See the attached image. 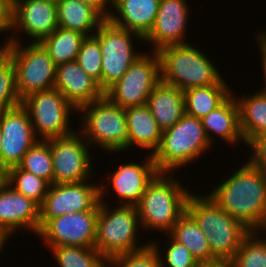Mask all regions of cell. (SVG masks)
Segmentation results:
<instances>
[{
  "instance_id": "603a6c76",
  "label": "cell",
  "mask_w": 266,
  "mask_h": 267,
  "mask_svg": "<svg viewBox=\"0 0 266 267\" xmlns=\"http://www.w3.org/2000/svg\"><path fill=\"white\" fill-rule=\"evenodd\" d=\"M127 121V151L141 148L153 154L158 148L163 130L155 120L147 104L125 108Z\"/></svg>"
},
{
  "instance_id": "9a60e30c",
  "label": "cell",
  "mask_w": 266,
  "mask_h": 267,
  "mask_svg": "<svg viewBox=\"0 0 266 267\" xmlns=\"http://www.w3.org/2000/svg\"><path fill=\"white\" fill-rule=\"evenodd\" d=\"M0 130V169L5 173L18 166L23 156L39 139L33 130L29 113L22 104L0 112Z\"/></svg>"
},
{
  "instance_id": "f35d334b",
  "label": "cell",
  "mask_w": 266,
  "mask_h": 267,
  "mask_svg": "<svg viewBox=\"0 0 266 267\" xmlns=\"http://www.w3.org/2000/svg\"><path fill=\"white\" fill-rule=\"evenodd\" d=\"M13 0H0V34L12 31Z\"/></svg>"
},
{
  "instance_id": "60d3db41",
  "label": "cell",
  "mask_w": 266,
  "mask_h": 267,
  "mask_svg": "<svg viewBox=\"0 0 266 267\" xmlns=\"http://www.w3.org/2000/svg\"><path fill=\"white\" fill-rule=\"evenodd\" d=\"M95 8L105 19H108L113 7V0H79ZM110 10V11H109Z\"/></svg>"
},
{
  "instance_id": "7402d4cb",
  "label": "cell",
  "mask_w": 266,
  "mask_h": 267,
  "mask_svg": "<svg viewBox=\"0 0 266 267\" xmlns=\"http://www.w3.org/2000/svg\"><path fill=\"white\" fill-rule=\"evenodd\" d=\"M202 125L211 145L214 146L217 135L219 140L236 146L239 141L245 144L240 132L239 108L235 96L231 94L215 110L201 118ZM214 136V137H213ZM215 139V140H214Z\"/></svg>"
},
{
  "instance_id": "6da1fadb",
  "label": "cell",
  "mask_w": 266,
  "mask_h": 267,
  "mask_svg": "<svg viewBox=\"0 0 266 267\" xmlns=\"http://www.w3.org/2000/svg\"><path fill=\"white\" fill-rule=\"evenodd\" d=\"M217 184L208 195L250 231L266 220V172L248 160Z\"/></svg>"
},
{
  "instance_id": "836d02e7",
  "label": "cell",
  "mask_w": 266,
  "mask_h": 267,
  "mask_svg": "<svg viewBox=\"0 0 266 267\" xmlns=\"http://www.w3.org/2000/svg\"><path fill=\"white\" fill-rule=\"evenodd\" d=\"M166 236L168 246L166 245L164 250L157 240L154 241V238L153 241H150V244L155 248L159 255L161 267H199L200 264L192 256L189 249L174 240L168 233H166Z\"/></svg>"
},
{
  "instance_id": "ab89813d",
  "label": "cell",
  "mask_w": 266,
  "mask_h": 267,
  "mask_svg": "<svg viewBox=\"0 0 266 267\" xmlns=\"http://www.w3.org/2000/svg\"><path fill=\"white\" fill-rule=\"evenodd\" d=\"M260 30H262V31H260ZM259 30V32L258 31H256V33H257V35H256V33H254L255 35V42H257V44H258V50H259V56H260V59H261V63H262V66H261V68H262V73H263V83H264V85H263V83H262V86H260L261 87V91H264V92H266V31L262 28V29H260Z\"/></svg>"
},
{
  "instance_id": "277c9868",
  "label": "cell",
  "mask_w": 266,
  "mask_h": 267,
  "mask_svg": "<svg viewBox=\"0 0 266 267\" xmlns=\"http://www.w3.org/2000/svg\"><path fill=\"white\" fill-rule=\"evenodd\" d=\"M212 147L201 119L184 114L173 127L163 131L152 158L159 172L174 173L203 158Z\"/></svg>"
},
{
  "instance_id": "30bf717a",
  "label": "cell",
  "mask_w": 266,
  "mask_h": 267,
  "mask_svg": "<svg viewBox=\"0 0 266 267\" xmlns=\"http://www.w3.org/2000/svg\"><path fill=\"white\" fill-rule=\"evenodd\" d=\"M21 104L27 109L39 140L63 137L76 131L71 126V115L78 111L55 88L28 95Z\"/></svg>"
},
{
  "instance_id": "83f0119b",
  "label": "cell",
  "mask_w": 266,
  "mask_h": 267,
  "mask_svg": "<svg viewBox=\"0 0 266 267\" xmlns=\"http://www.w3.org/2000/svg\"><path fill=\"white\" fill-rule=\"evenodd\" d=\"M168 234L189 249L199 264L216 261L211 254L206 235L187 212L178 219Z\"/></svg>"
},
{
  "instance_id": "bcb514c9",
  "label": "cell",
  "mask_w": 266,
  "mask_h": 267,
  "mask_svg": "<svg viewBox=\"0 0 266 267\" xmlns=\"http://www.w3.org/2000/svg\"><path fill=\"white\" fill-rule=\"evenodd\" d=\"M5 180V173L0 169V185L4 182Z\"/></svg>"
},
{
  "instance_id": "d590c367",
  "label": "cell",
  "mask_w": 266,
  "mask_h": 267,
  "mask_svg": "<svg viewBox=\"0 0 266 267\" xmlns=\"http://www.w3.org/2000/svg\"><path fill=\"white\" fill-rule=\"evenodd\" d=\"M108 267H161V261L155 248L149 244L141 250L111 257Z\"/></svg>"
},
{
  "instance_id": "9c48e42d",
  "label": "cell",
  "mask_w": 266,
  "mask_h": 267,
  "mask_svg": "<svg viewBox=\"0 0 266 267\" xmlns=\"http://www.w3.org/2000/svg\"><path fill=\"white\" fill-rule=\"evenodd\" d=\"M12 43L16 89L21 101L28 95L54 88L56 65L41 43Z\"/></svg>"
},
{
  "instance_id": "4fadbf2b",
  "label": "cell",
  "mask_w": 266,
  "mask_h": 267,
  "mask_svg": "<svg viewBox=\"0 0 266 267\" xmlns=\"http://www.w3.org/2000/svg\"><path fill=\"white\" fill-rule=\"evenodd\" d=\"M99 181H96V184L92 180H85L78 183L49 185L39 209L38 233L55 217L92 210L100 202Z\"/></svg>"
},
{
  "instance_id": "74e56055",
  "label": "cell",
  "mask_w": 266,
  "mask_h": 267,
  "mask_svg": "<svg viewBox=\"0 0 266 267\" xmlns=\"http://www.w3.org/2000/svg\"><path fill=\"white\" fill-rule=\"evenodd\" d=\"M246 145L251 155L245 159L266 172V132L253 137Z\"/></svg>"
},
{
  "instance_id": "f1b7e54d",
  "label": "cell",
  "mask_w": 266,
  "mask_h": 267,
  "mask_svg": "<svg viewBox=\"0 0 266 267\" xmlns=\"http://www.w3.org/2000/svg\"><path fill=\"white\" fill-rule=\"evenodd\" d=\"M86 35L58 27L52 34L45 37L40 43L48 51L56 66L76 61Z\"/></svg>"
},
{
  "instance_id": "d4e9b609",
  "label": "cell",
  "mask_w": 266,
  "mask_h": 267,
  "mask_svg": "<svg viewBox=\"0 0 266 267\" xmlns=\"http://www.w3.org/2000/svg\"><path fill=\"white\" fill-rule=\"evenodd\" d=\"M59 27L93 35L105 18L91 5L79 0H60L56 3Z\"/></svg>"
},
{
  "instance_id": "5bb4252c",
  "label": "cell",
  "mask_w": 266,
  "mask_h": 267,
  "mask_svg": "<svg viewBox=\"0 0 266 267\" xmlns=\"http://www.w3.org/2000/svg\"><path fill=\"white\" fill-rule=\"evenodd\" d=\"M99 203L92 209L49 220L37 234L49 249L57 246L94 247Z\"/></svg>"
},
{
  "instance_id": "f546056e",
  "label": "cell",
  "mask_w": 266,
  "mask_h": 267,
  "mask_svg": "<svg viewBox=\"0 0 266 267\" xmlns=\"http://www.w3.org/2000/svg\"><path fill=\"white\" fill-rule=\"evenodd\" d=\"M49 250L58 267H108V260L94 247L57 246Z\"/></svg>"
},
{
  "instance_id": "f6af8a7d",
  "label": "cell",
  "mask_w": 266,
  "mask_h": 267,
  "mask_svg": "<svg viewBox=\"0 0 266 267\" xmlns=\"http://www.w3.org/2000/svg\"><path fill=\"white\" fill-rule=\"evenodd\" d=\"M4 245H7V243L0 237V254L2 255V251H4ZM0 255V256H1Z\"/></svg>"
},
{
  "instance_id": "ac0fdd59",
  "label": "cell",
  "mask_w": 266,
  "mask_h": 267,
  "mask_svg": "<svg viewBox=\"0 0 266 267\" xmlns=\"http://www.w3.org/2000/svg\"><path fill=\"white\" fill-rule=\"evenodd\" d=\"M189 6L187 0H160L154 25L143 43H151L148 47L153 52L170 45L187 44Z\"/></svg>"
},
{
  "instance_id": "ffe728a7",
  "label": "cell",
  "mask_w": 266,
  "mask_h": 267,
  "mask_svg": "<svg viewBox=\"0 0 266 267\" xmlns=\"http://www.w3.org/2000/svg\"><path fill=\"white\" fill-rule=\"evenodd\" d=\"M54 88L77 111L104 96L98 82L86 74L76 61L56 66Z\"/></svg>"
},
{
  "instance_id": "44dd1931",
  "label": "cell",
  "mask_w": 266,
  "mask_h": 267,
  "mask_svg": "<svg viewBox=\"0 0 266 267\" xmlns=\"http://www.w3.org/2000/svg\"><path fill=\"white\" fill-rule=\"evenodd\" d=\"M159 4L160 0H113L108 20L144 38L154 25Z\"/></svg>"
},
{
  "instance_id": "52a82bcc",
  "label": "cell",
  "mask_w": 266,
  "mask_h": 267,
  "mask_svg": "<svg viewBox=\"0 0 266 267\" xmlns=\"http://www.w3.org/2000/svg\"><path fill=\"white\" fill-rule=\"evenodd\" d=\"M106 199H100L97 216L96 240L94 248L107 260L113 256L135 252L150 244L139 241L142 229L135 205L112 207Z\"/></svg>"
},
{
  "instance_id": "8992f818",
  "label": "cell",
  "mask_w": 266,
  "mask_h": 267,
  "mask_svg": "<svg viewBox=\"0 0 266 267\" xmlns=\"http://www.w3.org/2000/svg\"><path fill=\"white\" fill-rule=\"evenodd\" d=\"M81 119L77 129L92 148L108 154L127 152V121L125 108L112 103L105 95L77 112ZM110 152V153H109Z\"/></svg>"
},
{
  "instance_id": "7dc6e473",
  "label": "cell",
  "mask_w": 266,
  "mask_h": 267,
  "mask_svg": "<svg viewBox=\"0 0 266 267\" xmlns=\"http://www.w3.org/2000/svg\"><path fill=\"white\" fill-rule=\"evenodd\" d=\"M1 146H2V134H1V130H0V152H1Z\"/></svg>"
},
{
  "instance_id": "ba28073f",
  "label": "cell",
  "mask_w": 266,
  "mask_h": 267,
  "mask_svg": "<svg viewBox=\"0 0 266 267\" xmlns=\"http://www.w3.org/2000/svg\"><path fill=\"white\" fill-rule=\"evenodd\" d=\"M102 53L101 90L105 93L144 52L136 49L144 38L131 30L119 27L105 19L93 34ZM136 42V45L134 44Z\"/></svg>"
},
{
  "instance_id": "7bdbcfd3",
  "label": "cell",
  "mask_w": 266,
  "mask_h": 267,
  "mask_svg": "<svg viewBox=\"0 0 266 267\" xmlns=\"http://www.w3.org/2000/svg\"><path fill=\"white\" fill-rule=\"evenodd\" d=\"M199 267H234V263L232 260H216L200 264Z\"/></svg>"
},
{
  "instance_id": "3957f363",
  "label": "cell",
  "mask_w": 266,
  "mask_h": 267,
  "mask_svg": "<svg viewBox=\"0 0 266 267\" xmlns=\"http://www.w3.org/2000/svg\"><path fill=\"white\" fill-rule=\"evenodd\" d=\"M186 212L206 235L216 260H232L244 238L251 232L226 213L207 193H190Z\"/></svg>"
},
{
  "instance_id": "4dcf8cb0",
  "label": "cell",
  "mask_w": 266,
  "mask_h": 267,
  "mask_svg": "<svg viewBox=\"0 0 266 267\" xmlns=\"http://www.w3.org/2000/svg\"><path fill=\"white\" fill-rule=\"evenodd\" d=\"M15 191L34 201L39 207L44 201L49 183L33 173L12 167L5 172V180Z\"/></svg>"
},
{
  "instance_id": "b9f144b4",
  "label": "cell",
  "mask_w": 266,
  "mask_h": 267,
  "mask_svg": "<svg viewBox=\"0 0 266 267\" xmlns=\"http://www.w3.org/2000/svg\"><path fill=\"white\" fill-rule=\"evenodd\" d=\"M10 38V35H7L3 45L0 44V67H2L10 59L12 49V41Z\"/></svg>"
},
{
  "instance_id": "8d00e7d4",
  "label": "cell",
  "mask_w": 266,
  "mask_h": 267,
  "mask_svg": "<svg viewBox=\"0 0 266 267\" xmlns=\"http://www.w3.org/2000/svg\"><path fill=\"white\" fill-rule=\"evenodd\" d=\"M22 103L16 89L14 63L9 59L0 67V112Z\"/></svg>"
},
{
  "instance_id": "d6a6232c",
  "label": "cell",
  "mask_w": 266,
  "mask_h": 267,
  "mask_svg": "<svg viewBox=\"0 0 266 267\" xmlns=\"http://www.w3.org/2000/svg\"><path fill=\"white\" fill-rule=\"evenodd\" d=\"M234 267H266V240L258 231H251L232 258Z\"/></svg>"
},
{
  "instance_id": "5b68a950",
  "label": "cell",
  "mask_w": 266,
  "mask_h": 267,
  "mask_svg": "<svg viewBox=\"0 0 266 267\" xmlns=\"http://www.w3.org/2000/svg\"><path fill=\"white\" fill-rule=\"evenodd\" d=\"M195 46V47H194ZM195 44L170 45L157 51L160 81L182 91L218 84L224 77L215 62Z\"/></svg>"
},
{
  "instance_id": "7a4b0ae2",
  "label": "cell",
  "mask_w": 266,
  "mask_h": 267,
  "mask_svg": "<svg viewBox=\"0 0 266 267\" xmlns=\"http://www.w3.org/2000/svg\"><path fill=\"white\" fill-rule=\"evenodd\" d=\"M174 174L159 172L135 205L141 231L166 234L186 212L187 198L193 190L184 187Z\"/></svg>"
},
{
  "instance_id": "e0dca14e",
  "label": "cell",
  "mask_w": 266,
  "mask_h": 267,
  "mask_svg": "<svg viewBox=\"0 0 266 267\" xmlns=\"http://www.w3.org/2000/svg\"><path fill=\"white\" fill-rule=\"evenodd\" d=\"M58 27L56 2L51 0H13L12 31L9 34L12 43L23 42L18 33L26 35V40L28 37L31 42L40 43Z\"/></svg>"
},
{
  "instance_id": "2e32d148",
  "label": "cell",
  "mask_w": 266,
  "mask_h": 267,
  "mask_svg": "<svg viewBox=\"0 0 266 267\" xmlns=\"http://www.w3.org/2000/svg\"><path fill=\"white\" fill-rule=\"evenodd\" d=\"M145 155L147 156L146 160L144 157L142 162L127 161L118 165L115 171L112 169V173L110 171V174H106L103 180L108 183L102 186L100 184V199H104L112 190V193L115 192L114 196L117 195L116 202L118 199L120 201L118 205H136L146 191L148 184L159 173L152 155L149 152ZM109 186H111L110 189Z\"/></svg>"
},
{
  "instance_id": "d6986e66",
  "label": "cell",
  "mask_w": 266,
  "mask_h": 267,
  "mask_svg": "<svg viewBox=\"0 0 266 267\" xmlns=\"http://www.w3.org/2000/svg\"><path fill=\"white\" fill-rule=\"evenodd\" d=\"M39 209L34 201L4 181L0 185V237L7 243L16 232L22 234L24 230L37 236Z\"/></svg>"
},
{
  "instance_id": "cb8c5ba5",
  "label": "cell",
  "mask_w": 266,
  "mask_h": 267,
  "mask_svg": "<svg viewBox=\"0 0 266 267\" xmlns=\"http://www.w3.org/2000/svg\"><path fill=\"white\" fill-rule=\"evenodd\" d=\"M147 105L164 131L173 127L185 114L184 92L160 81L148 97Z\"/></svg>"
},
{
  "instance_id": "e575fe53",
  "label": "cell",
  "mask_w": 266,
  "mask_h": 267,
  "mask_svg": "<svg viewBox=\"0 0 266 267\" xmlns=\"http://www.w3.org/2000/svg\"><path fill=\"white\" fill-rule=\"evenodd\" d=\"M76 62L101 88L102 53L100 43L94 35L86 36L83 40Z\"/></svg>"
},
{
  "instance_id": "8fae6325",
  "label": "cell",
  "mask_w": 266,
  "mask_h": 267,
  "mask_svg": "<svg viewBox=\"0 0 266 267\" xmlns=\"http://www.w3.org/2000/svg\"><path fill=\"white\" fill-rule=\"evenodd\" d=\"M159 82L158 54L148 50L131 64L124 75L104 95L122 108L140 106L147 104L148 97Z\"/></svg>"
},
{
  "instance_id": "4316f807",
  "label": "cell",
  "mask_w": 266,
  "mask_h": 267,
  "mask_svg": "<svg viewBox=\"0 0 266 267\" xmlns=\"http://www.w3.org/2000/svg\"><path fill=\"white\" fill-rule=\"evenodd\" d=\"M228 85L223 78L218 84L184 90L185 114L201 119L215 110L232 94Z\"/></svg>"
},
{
  "instance_id": "ee69618b",
  "label": "cell",
  "mask_w": 266,
  "mask_h": 267,
  "mask_svg": "<svg viewBox=\"0 0 266 267\" xmlns=\"http://www.w3.org/2000/svg\"><path fill=\"white\" fill-rule=\"evenodd\" d=\"M258 232L262 234V237L266 240V220L263 222Z\"/></svg>"
},
{
  "instance_id": "484cf974",
  "label": "cell",
  "mask_w": 266,
  "mask_h": 267,
  "mask_svg": "<svg viewBox=\"0 0 266 267\" xmlns=\"http://www.w3.org/2000/svg\"><path fill=\"white\" fill-rule=\"evenodd\" d=\"M233 91L239 108L240 132L246 146L253 137L266 132V92L254 90L250 95L238 96Z\"/></svg>"
},
{
  "instance_id": "1f68e13d",
  "label": "cell",
  "mask_w": 266,
  "mask_h": 267,
  "mask_svg": "<svg viewBox=\"0 0 266 267\" xmlns=\"http://www.w3.org/2000/svg\"><path fill=\"white\" fill-rule=\"evenodd\" d=\"M21 169L35 174L53 184V162L50 143L46 140H39L23 156L18 165Z\"/></svg>"
},
{
  "instance_id": "7c38bea8",
  "label": "cell",
  "mask_w": 266,
  "mask_h": 267,
  "mask_svg": "<svg viewBox=\"0 0 266 267\" xmlns=\"http://www.w3.org/2000/svg\"><path fill=\"white\" fill-rule=\"evenodd\" d=\"M47 141L50 143L53 162V184L93 180L94 156L89 151L91 146L78 130Z\"/></svg>"
}]
</instances>
